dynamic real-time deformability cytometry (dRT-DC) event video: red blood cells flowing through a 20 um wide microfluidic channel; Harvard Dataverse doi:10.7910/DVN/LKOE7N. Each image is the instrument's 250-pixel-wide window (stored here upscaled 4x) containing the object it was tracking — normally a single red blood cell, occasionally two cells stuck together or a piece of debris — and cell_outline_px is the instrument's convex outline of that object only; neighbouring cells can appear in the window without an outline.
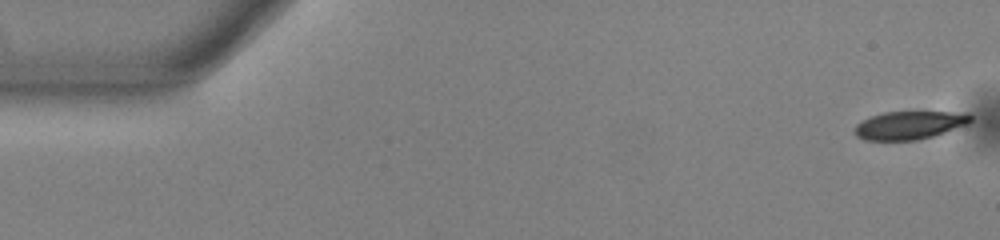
{"species": "common noctule bat (a hibernating species)", "species_latin": "Nyctalus noctula", "temperature_condition": "warm", "stored_images_in_passage": 54, "camera_frame_rate_fps": 3000, "um_per_image_px": 0.085, "animal": {"sex": "male", "body_mass_g": 13.0, "forearm_length_mm": 53.1}, "frame": {"image": 1, "passage_image": 1, "time_ms": 0.0, "image_size_px": [1000, 240], "cell_outline_px": [[972, 120], [968, 124], [932, 136], [916, 140], [864, 140], [856, 136], [856, 124], [872, 116], [884, 112], [968, 112], [972, 116]], "centroid_in_image_um": [77.34, 10.63], "position_along_channel_um": 7.7, "area_um2": 18.84}}
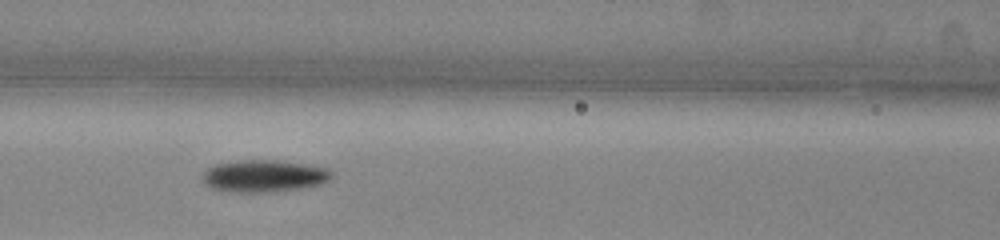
{"frame": {"image": 2, "passage_image": 23, "time_ms": 7.333, "image_size_px": [1000, 240], "cell_outline_px": [[332, 176], [324, 184], [300, 188], [272, 192], [232, 192], [212, 188], [204, 180], [204, 172], [208, 168], [216, 164], [240, 160], [276, 160], [304, 164], [328, 168], [332, 172]], "centroid_in_image_um": [22.49, 14.96], "position_along_channel_um": 144.1, "area_um2": 23.99}}
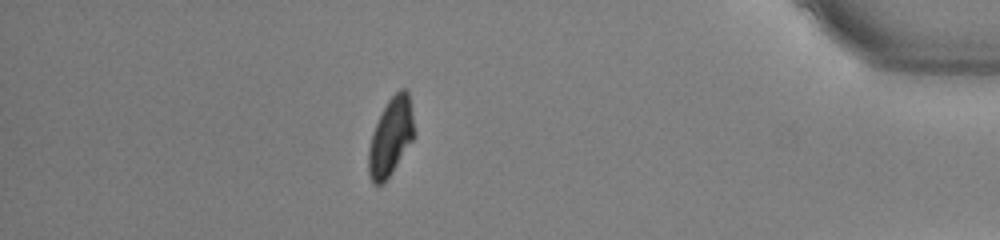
{"frame": {"image": 3, "passage_image": 47, "time_ms": 15.333, "image_size_px": [1000, 240], "cell_outline_px": [[416, 136], [384, 184], [372, 184], [368, 172], [368, 148], [372, 132], [388, 100], [400, 88], [408, 88]], "centroid_in_image_um": [33.23, 11.64], "position_along_channel_um": 402.0, "area_um2": 20.92}, "authors_computed_cell_mechanics": {"area_um2": 21.6172, "velocity_mm_per_s": 3.8137, "shape_relaxation_time_tau1_ms": 2.8968, "shape_relaxation_time_tau2_ms": 8.4872, "deformation_change_tau1": 0.117, "deformation_change_tau2": 0.1333}}